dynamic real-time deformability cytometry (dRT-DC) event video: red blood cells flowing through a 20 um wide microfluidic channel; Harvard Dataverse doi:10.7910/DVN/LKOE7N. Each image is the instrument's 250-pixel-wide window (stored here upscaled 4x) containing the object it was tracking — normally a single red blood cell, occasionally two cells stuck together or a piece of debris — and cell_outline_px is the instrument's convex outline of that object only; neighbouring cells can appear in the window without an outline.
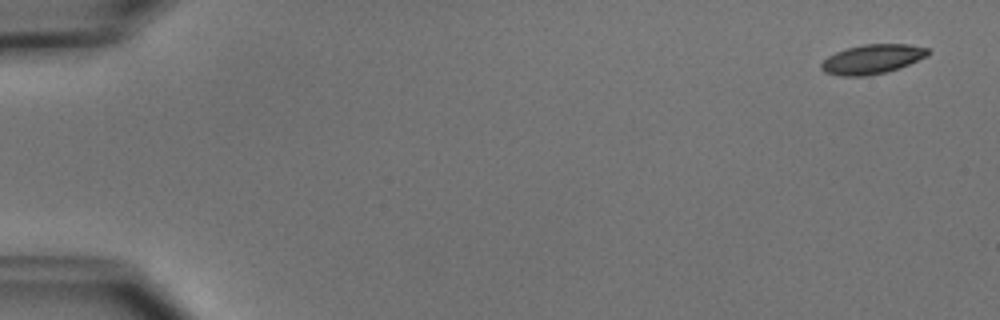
{"species": "common noctule bat (a hibernating species)", "species_latin": "Nyctalus noctula", "temperature_condition": "cold", "stored_images_in_passage": 5, "camera_frame_rate_fps": 3000, "um_per_image_px": 0.085, "animal": {"sex": "male", "body_mass_g": 15.6}, "frame": {"image": 1, "passage_image": 1, "time_ms": 0.0, "image_size_px": [1000, 320], "cell_outline_px": [[928, 56], [900, 68], [888, 72], [868, 76], [840, 76], [824, 72], [820, 68], [820, 64], [828, 56], [836, 52], [848, 48], [864, 44], [908, 44], [928, 48]], "centroid_in_image_um": [74.14, 5.04], "position_along_channel_um": 10.9, "area_um2": 18.38}}
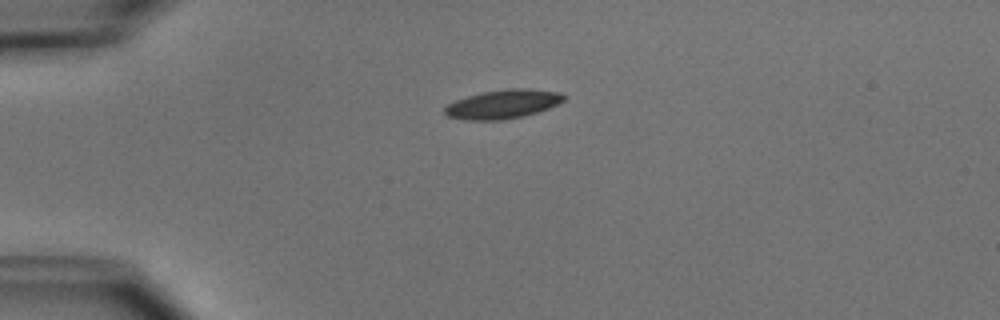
{"frame": {"image": 2, "passage_image": 4, "time_ms": 3.667, "image_size_px": [1000, 320], "cell_outline_px": [[564, 100], [548, 108], [524, 116], [500, 120], [464, 120], [448, 116], [444, 112], [444, 108], [448, 104], [456, 100], [468, 96], [484, 92], [508, 88], [528, 88], [556, 92], [564, 96]], "centroid_in_image_um": [42.71, 8.85], "position_along_channel_um": 42.3, "area_um2": 19.77}}